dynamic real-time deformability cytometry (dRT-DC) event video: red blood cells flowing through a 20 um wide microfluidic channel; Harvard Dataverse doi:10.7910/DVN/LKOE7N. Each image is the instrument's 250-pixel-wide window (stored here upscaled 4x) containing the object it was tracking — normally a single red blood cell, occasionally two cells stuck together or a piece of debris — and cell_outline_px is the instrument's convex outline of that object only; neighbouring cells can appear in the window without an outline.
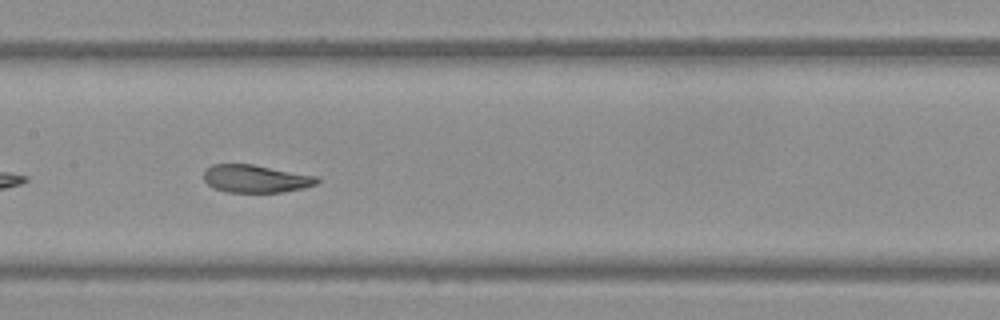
{"species": "Egyptian fruit bat (a non-hibernating species)", "species_latin": "Rousettus aegyptiacus", "temperature_condition": "warm", "stored_images_in_passage": 34, "camera_frame_rate_fps": 3000, "um_per_image_px": 0.085, "frame": {"image": 1, "passage_image": 10, "time_ms": 3.0, "image_size_px": [1000, 320], "cell_outline_px": [[320, 180], [316, 184], [304, 188], [280, 192], [228, 192], [212, 188], [204, 180], [204, 168], [212, 164], [252, 164], [316, 176]], "centroid_in_image_um": [21.69, 15.19], "position_along_channel_um": 185.7, "area_um2": 18.32}}